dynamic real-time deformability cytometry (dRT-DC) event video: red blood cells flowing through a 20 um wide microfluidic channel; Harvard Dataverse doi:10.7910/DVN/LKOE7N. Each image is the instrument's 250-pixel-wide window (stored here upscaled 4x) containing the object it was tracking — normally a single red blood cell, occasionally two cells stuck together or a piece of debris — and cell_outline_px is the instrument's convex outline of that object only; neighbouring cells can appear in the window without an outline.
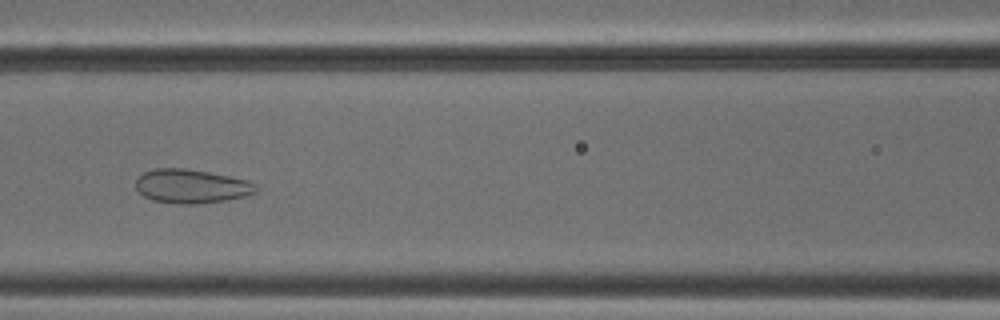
{"species": "common noctule bat (a hibernating species)", "species_latin": "Nyctalus noctula", "temperature_condition": "cold", "stored_images_in_passage": 52, "camera_frame_rate_fps": 3000, "um_per_image_px": 0.085, "animal": {"sex": "male", "body_mass_g": 18.8}, "frame": {"image": 1, "passage_image": 23, "time_ms": 7.333, "image_size_px": [1000, 320], "cell_outline_px": [[260, 188], [256, 192], [244, 196], [228, 200], [196, 204], [176, 204], [152, 200], [144, 196], [136, 188], [136, 180], [144, 172], [156, 168], [184, 168], [208, 172], [248, 180], [256, 184]], "centroid_in_image_um": [16.29, 15.84], "position_along_channel_um": 150.3, "area_um2": 23.81}}
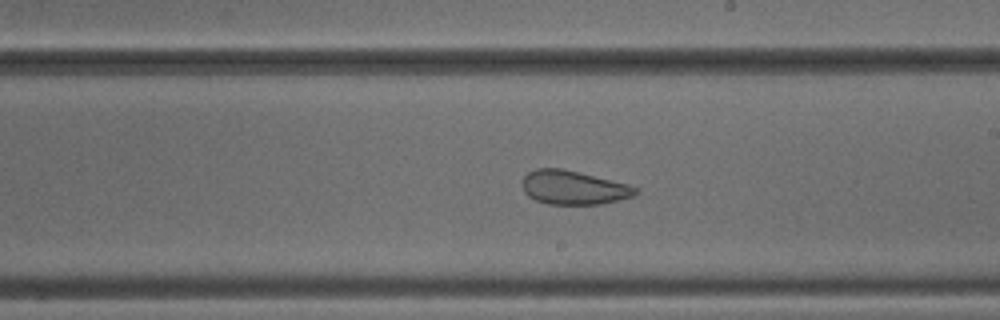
{"frame": {"image": 2, "passage_image": 30, "time_ms": 9.667, "image_size_px": [1000, 320], "cell_outline_px": [[640, 192], [636, 196], [600, 204], [548, 204], [536, 200], [528, 196], [524, 192], [520, 184], [524, 176], [528, 172], [536, 168], [560, 168], [628, 184], [640, 188]], "centroid_in_image_um": [48.75, 15.95], "position_along_channel_um": 240.2, "area_um2": 22.48}}
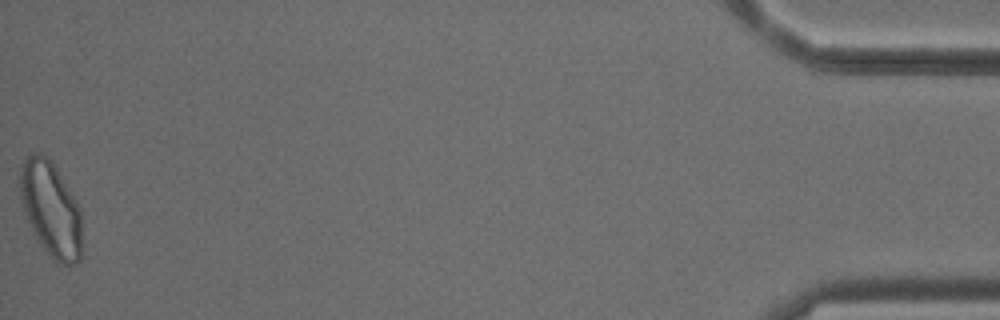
{"frame": {"image": 3, "passage_image": 52, "time_ms": 17.0, "image_size_px": [1000, 320], "cell_outline_px": [[80, 260], [76, 264], [56, 264], [44, 252], [32, 232], [24, 212], [20, 200], [20, 168], [28, 152], [40, 152], [48, 156], [80, 208]], "centroid_in_image_um": [4.27, 17.79], "position_along_channel_um": 430.9, "area_um2": 34.45}}